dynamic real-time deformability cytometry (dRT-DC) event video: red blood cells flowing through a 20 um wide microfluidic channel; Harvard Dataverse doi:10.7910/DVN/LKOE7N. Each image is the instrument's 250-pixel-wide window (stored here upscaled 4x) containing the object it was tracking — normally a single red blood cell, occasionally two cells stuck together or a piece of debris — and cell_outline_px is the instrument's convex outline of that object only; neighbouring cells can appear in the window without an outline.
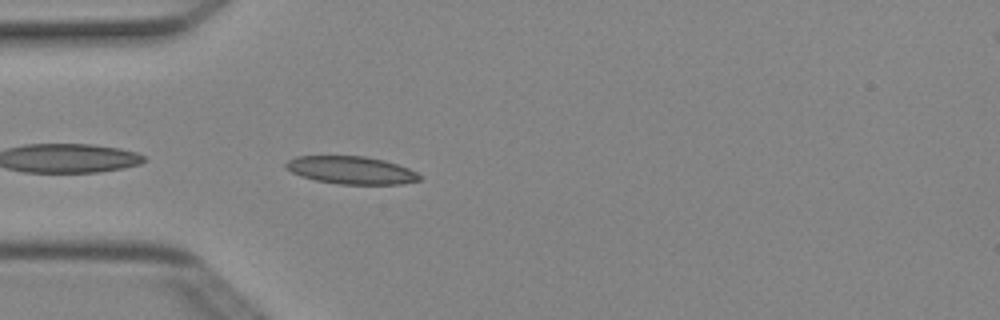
{"species": "Egyptian fruit bat (a non-hibernating species)", "species_latin": "Rousettus aegyptiacus", "temperature_condition": "cold", "stored_images_in_passage": 4, "camera_frame_rate_fps": 3000, "um_per_image_px": 0.085, "animal": {"sex": "female"}, "frame": {"image": 1, "passage_image": 4, "time_ms": 1.0, "image_size_px": [1000, 320], "cell_outline_px": [[420, 180], [400, 184], [340, 184], [316, 180], [300, 176], [284, 168], [284, 164], [288, 160], [296, 156], [364, 156], [384, 160], [408, 168], [416, 172], [420, 176]], "centroid_in_image_um": [29.81, 14.46], "position_along_channel_um": 55.2, "area_um2": 21.5}}